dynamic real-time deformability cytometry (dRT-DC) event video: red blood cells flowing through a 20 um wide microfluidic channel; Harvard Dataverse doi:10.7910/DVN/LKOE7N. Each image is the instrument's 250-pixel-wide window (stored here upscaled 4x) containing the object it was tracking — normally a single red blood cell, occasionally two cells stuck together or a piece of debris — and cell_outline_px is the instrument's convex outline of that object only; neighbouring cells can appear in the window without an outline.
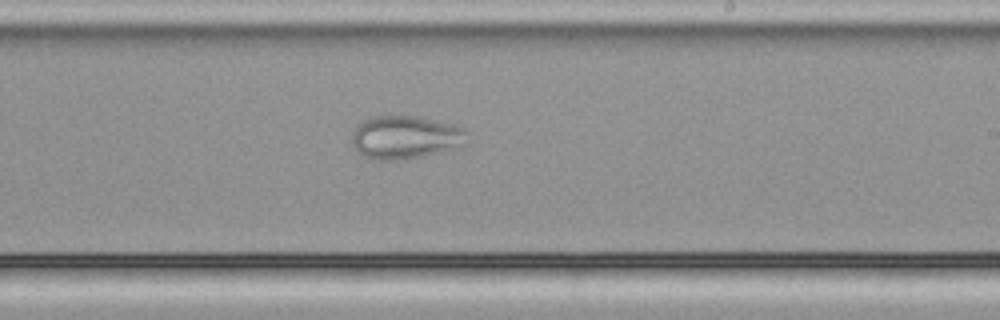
{"species": "common noctule bat (a hibernating species)", "species_latin": "Nyctalus noctula", "temperature_condition": "cold", "stored_images_in_passage": 40, "camera_frame_rate_fps": 3000, "um_per_image_px": 0.085, "animal": {"sex": "male", "body_mass_g": 21.5, "forearm_length_mm": 52.0}, "frame": {"image": 1, "passage_image": 19, "time_ms": 6.0, "image_size_px": [1000, 320], "cell_outline_px": [[468, 144], [420, 156], [400, 160], [376, 160], [364, 156], [352, 144], [352, 132], [364, 120], [372, 116], [416, 116], [452, 124], [464, 128], [468, 132]], "centroid_in_image_um": [34.48, 11.66], "position_along_channel_um": 254.5, "area_um2": 28.78}}
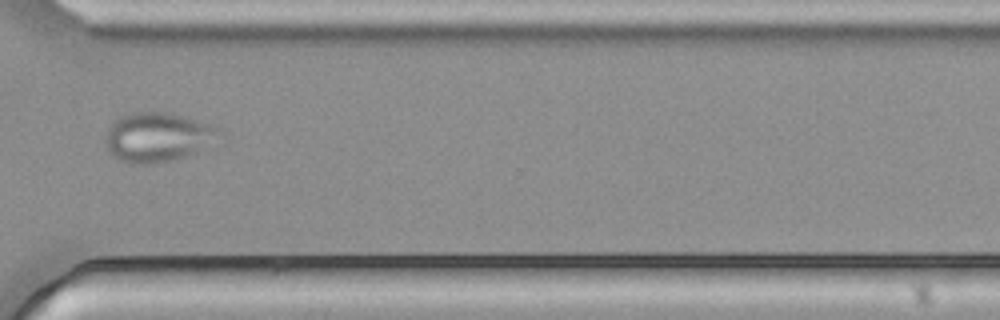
{"frame": {"image": 2, "passage_image": 27, "time_ms": 8.667, "image_size_px": [1000, 320], "cell_outline_px": [[224, 144], [176, 160], [156, 164], [128, 164], [112, 156], [108, 152], [108, 128], [120, 116], [132, 112], [168, 112], [184, 116], [208, 124], [224, 132]], "centroid_in_image_um": [13.57, 11.7], "position_along_channel_um": 357.0, "area_um2": 33.87}}
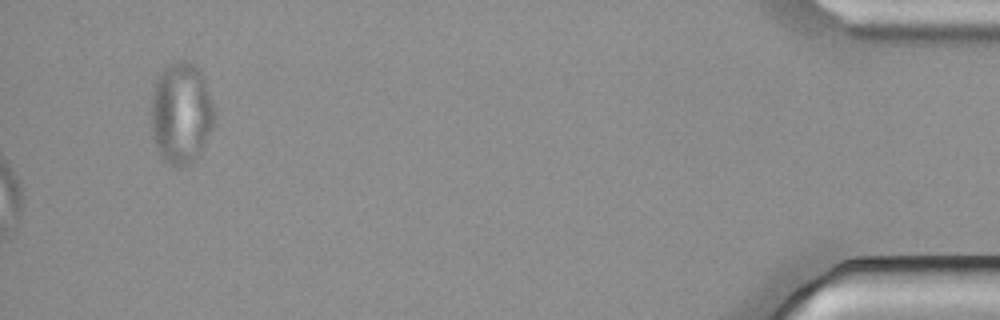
{"frame": {"image": 3, "passage_image": 38, "time_ms": 12.333, "image_size_px": [1000, 320], "cell_outline_px": [[216, 120], [212, 128], [200, 148], [192, 160], [188, 164], [168, 164], [160, 156], [152, 132], [152, 92], [164, 68], [172, 60], [188, 60], [196, 64], [200, 68], [216, 108]], "centroid_in_image_um": [15.43, 9.52], "position_along_channel_um": 419.8, "area_um2": 37.17}}